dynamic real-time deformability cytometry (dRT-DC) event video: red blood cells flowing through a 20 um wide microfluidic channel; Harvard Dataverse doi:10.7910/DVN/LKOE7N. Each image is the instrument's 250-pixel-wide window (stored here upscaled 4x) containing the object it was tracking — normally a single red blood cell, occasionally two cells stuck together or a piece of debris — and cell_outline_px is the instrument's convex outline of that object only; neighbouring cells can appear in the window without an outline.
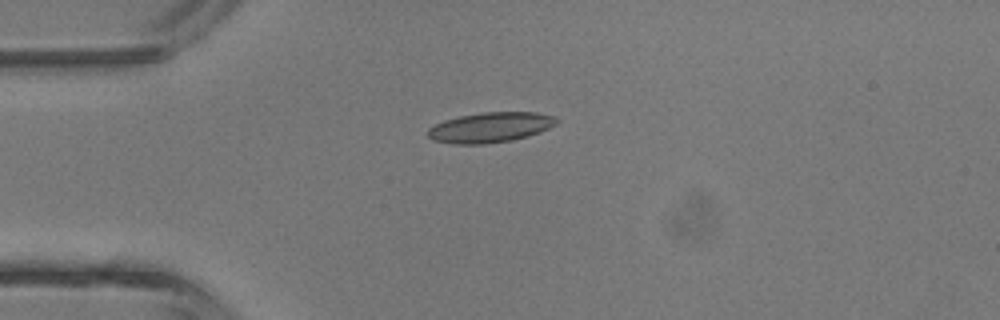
{"species": "common noctule bat (a hibernating species)", "species_latin": "Nyctalus noctula", "temperature_condition": "room temperature", "stored_images_in_passage": 1, "camera_frame_rate_fps": 3000, "um_per_image_px": 0.085, "animal": {"sex": "male", "body_mass_g": 13.3}, "frame": {"image": 1, "passage_image": 1, "time_ms": 0.0, "image_size_px": [1000, 320], "cell_outline_px": [[560, 120], [556, 124], [540, 132], [528, 136], [512, 140], [484, 144], [452, 144], [432, 140], [428, 136], [428, 128], [444, 120], [460, 116], [480, 112], [536, 112], [556, 116]], "centroid_in_image_um": [41.69, 10.82], "position_along_channel_um": 43.3, "area_um2": 22.77}}